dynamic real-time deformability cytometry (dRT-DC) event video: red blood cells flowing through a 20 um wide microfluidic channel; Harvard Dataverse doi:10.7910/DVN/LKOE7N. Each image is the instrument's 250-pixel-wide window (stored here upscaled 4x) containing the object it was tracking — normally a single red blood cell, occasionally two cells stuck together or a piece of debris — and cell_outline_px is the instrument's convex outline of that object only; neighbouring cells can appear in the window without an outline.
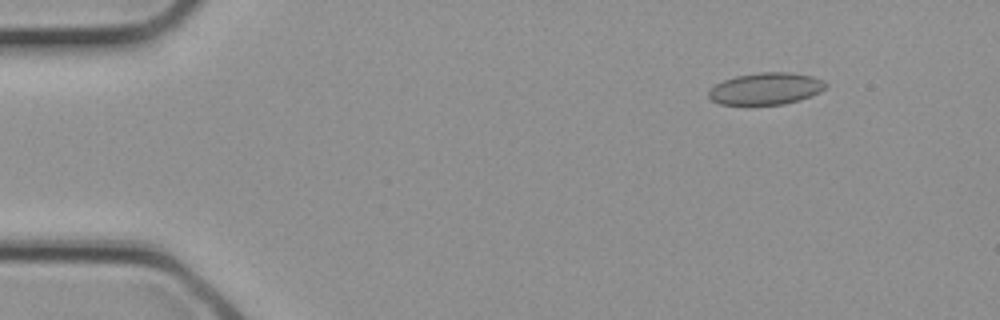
{"species": "common noctule bat (a hibernating species)", "species_latin": "Nyctalus noctula", "temperature_condition": "cold", "stored_images_in_passage": 17, "camera_frame_rate_fps": 3000, "um_per_image_px": 0.085, "animal": {"sex": "female", "body_mass_g": 21.9}, "frame": {"image": 1, "passage_image": 2, "time_ms": 0.333, "image_size_px": [1000, 320], "cell_outline_px": [[828, 84], [820, 92], [812, 96], [800, 100], [784, 104], [720, 104], [712, 100], [708, 96], [708, 92], [716, 84], [724, 80], [736, 76], [760, 72], [788, 72], [812, 76], [824, 80]], "centroid_in_image_um": [65.13, 7.53], "position_along_channel_um": 19.9, "area_um2": 21.68}}
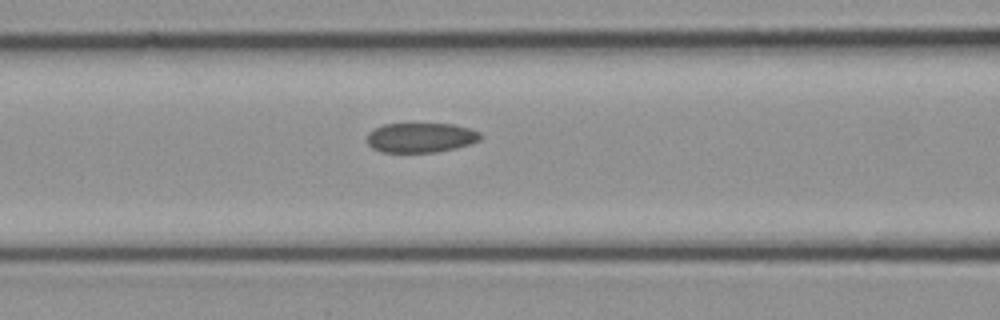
{"frame": {"image": 2, "passage_image": 11, "time_ms": 3.333, "image_size_px": [1000, 320], "cell_outline_px": [[480, 140], [456, 148], [436, 152], [380, 152], [372, 148], [368, 144], [368, 132], [384, 124], [452, 124], [468, 128], [480, 132]], "centroid_in_image_um": [35.74, 11.7], "position_along_channel_um": 130.9, "area_um2": 19.48}}
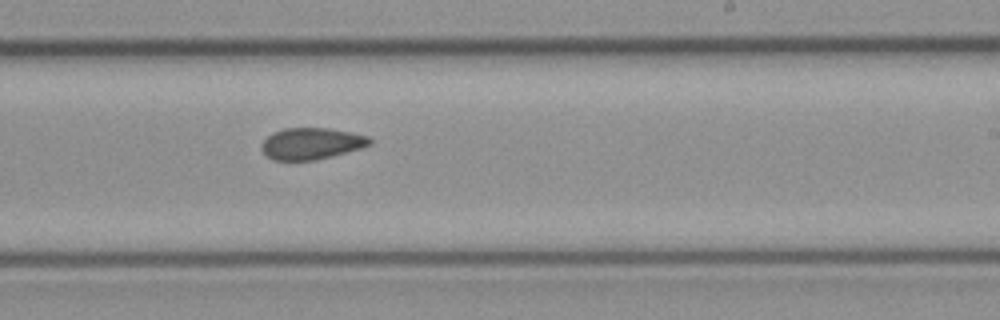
{"frame": {"image": 3, "passage_image": 17, "time_ms": 5.333, "image_size_px": [1000, 320], "cell_outline_px": [[372, 144], [360, 148], [332, 156], [312, 160], [272, 160], [260, 148], [260, 144], [272, 132], [284, 128], [328, 128], [352, 132], [368, 136], [372, 140]], "centroid_in_image_um": [26.46, 12.19], "position_along_channel_um": 262.5, "area_um2": 19.88}}